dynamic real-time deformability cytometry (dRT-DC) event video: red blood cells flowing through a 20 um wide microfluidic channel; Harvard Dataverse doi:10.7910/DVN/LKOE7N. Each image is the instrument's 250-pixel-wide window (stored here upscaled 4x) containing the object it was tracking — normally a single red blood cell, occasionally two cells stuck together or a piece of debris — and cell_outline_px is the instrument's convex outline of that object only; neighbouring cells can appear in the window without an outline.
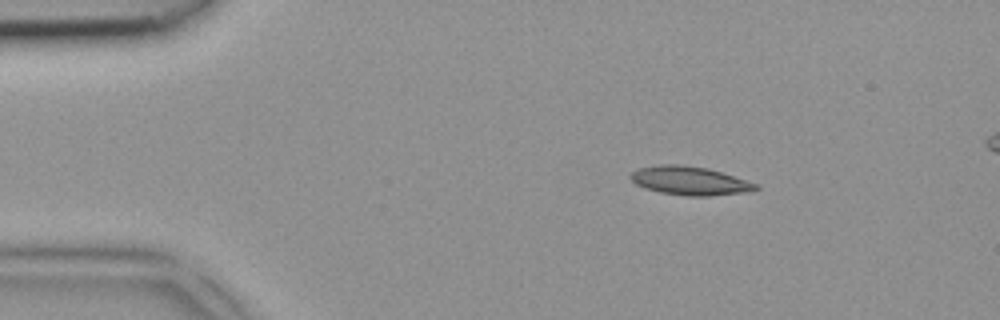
{"species": "common noctule bat (a hibernating species)", "species_latin": "Nyctalus noctula", "temperature_condition": "room temperature", "stored_images_in_passage": 3, "camera_frame_rate_fps": 3000, "um_per_image_px": 0.085, "animal": {"sex": "female", "body_mass_g": 18.4}, "frame": {"image": 1, "passage_image": 1, "time_ms": 0.0, "image_size_px": [1000, 320], "cell_outline_px": [[760, 188], [752, 192], [708, 196], [688, 196], [660, 192], [644, 188], [636, 184], [628, 176], [632, 172], [640, 168], [660, 164], [680, 164], [708, 168], [756, 184]], "centroid_in_image_um": [58.62, 15.37], "position_along_channel_um": 26.4, "area_um2": 20.81}}